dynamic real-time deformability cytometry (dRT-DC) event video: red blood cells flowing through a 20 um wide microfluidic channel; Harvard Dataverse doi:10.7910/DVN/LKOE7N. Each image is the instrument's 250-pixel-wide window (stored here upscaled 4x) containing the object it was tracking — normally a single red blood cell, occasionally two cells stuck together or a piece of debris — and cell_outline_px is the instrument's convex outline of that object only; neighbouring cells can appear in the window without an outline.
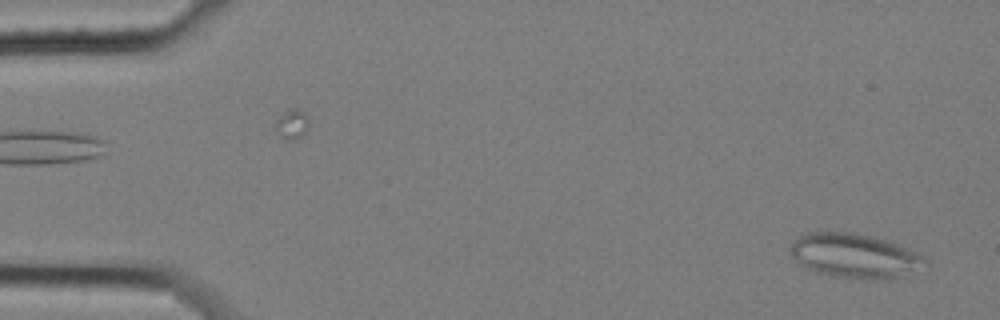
{"species": "common noctule bat (a hibernating species)", "species_latin": "Nyctalus noctula", "temperature_condition": "cold", "stored_images_in_passage": 5, "camera_frame_rate_fps": 3000, "um_per_image_px": 0.085, "animal": {"sex": "female", "body_mass_g": 25.1}, "frame": {"image": 1, "passage_image": 5, "time_ms": 1.333, "image_size_px": [1000, 320], "cell_outline_px": [[928, 264], [900, 276], [884, 280], [868, 280], [828, 276], [816, 272], [800, 264], [792, 256], [788, 248], [792, 240], [808, 232], [852, 232], [872, 236], [888, 240], [916, 252], [924, 256]], "centroid_in_image_um": [72.61, 21.74], "position_along_channel_um": 12.4, "area_um2": 35.14}}